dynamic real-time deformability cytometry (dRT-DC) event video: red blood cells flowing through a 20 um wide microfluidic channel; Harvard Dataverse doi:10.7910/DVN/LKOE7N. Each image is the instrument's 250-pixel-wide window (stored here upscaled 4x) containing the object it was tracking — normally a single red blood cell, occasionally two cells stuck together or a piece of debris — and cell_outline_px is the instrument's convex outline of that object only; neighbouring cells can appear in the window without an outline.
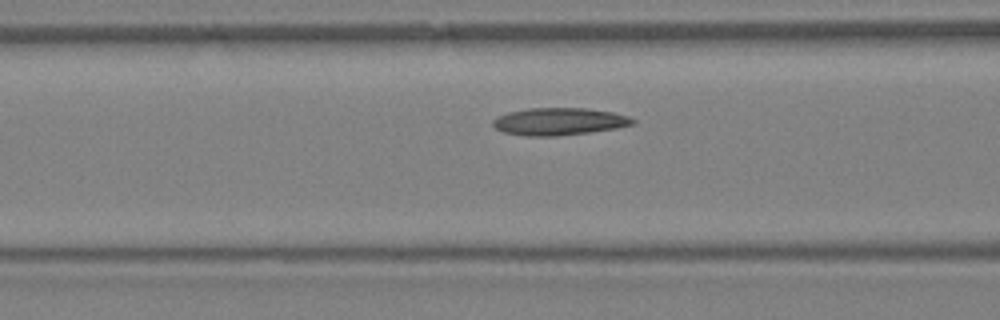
{"species": "Egyptian fruit bat (a non-hibernating species)", "species_latin": "Rousettus aegyptiacus", "temperature_condition": "warm", "stored_images_in_passage": 9, "camera_frame_rate_fps": 3000, "um_per_image_px": 0.085, "animal": {"sex": "female"}, "frame": {"image": 1, "passage_image": 7, "time_ms": 2.0, "image_size_px": [1000, 320], "cell_outline_px": [[636, 120], [632, 124], [616, 128], [588, 132], [552, 136], [528, 136], [504, 132], [496, 128], [492, 124], [492, 120], [496, 116], [508, 112], [528, 108], [588, 108], [612, 112], [628, 116]], "centroid_in_image_um": [47.49, 10.31], "position_along_channel_um": 119.1, "area_um2": 22.14}}